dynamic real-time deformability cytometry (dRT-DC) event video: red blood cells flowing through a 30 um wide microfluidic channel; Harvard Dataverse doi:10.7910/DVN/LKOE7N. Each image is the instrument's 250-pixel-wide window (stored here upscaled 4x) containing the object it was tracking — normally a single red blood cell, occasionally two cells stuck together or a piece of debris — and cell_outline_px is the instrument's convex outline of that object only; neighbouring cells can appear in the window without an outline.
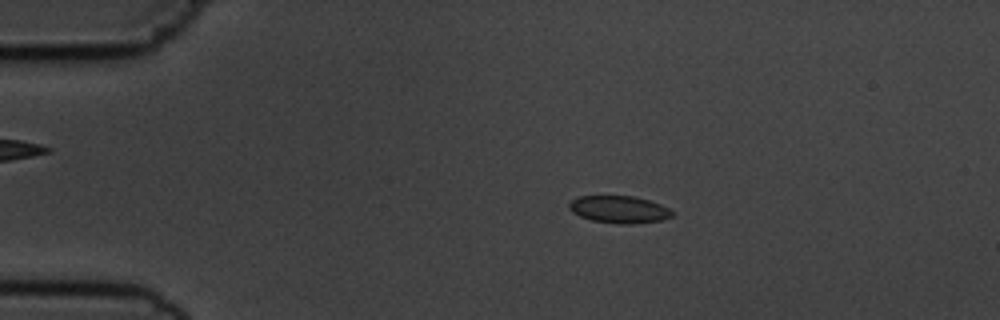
{"species": "common noctule bat (a hibernating species)", "species_latin": "Nyctalus noctula", "temperature_condition": "cold", "stored_images_in_passage": 5, "camera_frame_rate_fps": 3000, "um_per_image_px": 0.085, "animal": {"sex": "male", "body_mass_g": 19.5, "forearm_length_mm": 54.6}, "frame": {"image": 1, "passage_image": 3, "time_ms": 2.333, "image_size_px": [1000, 320], "cell_outline_px": [[672, 216], [660, 220], [632, 224], [620, 224], [592, 220], [580, 216], [572, 212], [568, 208], [568, 204], [572, 200], [580, 196], [632, 196], [648, 200], [660, 204], [668, 208], [672, 212]], "centroid_in_image_um": [52.59, 17.8], "position_along_channel_um": 32.4, "area_um2": 16.18}}
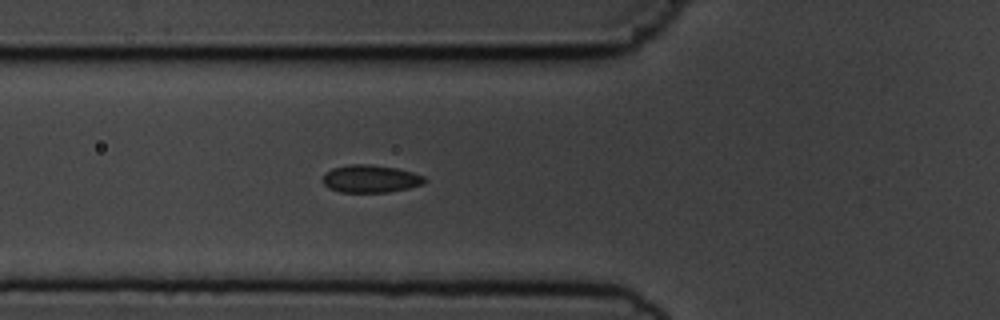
{"frame": {"image": 2, "passage_image": 5, "time_ms": 5.333, "image_size_px": [1000, 320], "cell_outline_px": [[428, 180], [424, 184], [408, 188], [388, 192], [340, 192], [328, 188], [324, 184], [324, 172], [332, 168], [348, 164], [368, 164], [396, 168], [412, 172], [424, 176]], "centroid_in_image_um": [31.5, 15.19], "position_along_channel_um": 94.3, "area_um2": 16.47}}